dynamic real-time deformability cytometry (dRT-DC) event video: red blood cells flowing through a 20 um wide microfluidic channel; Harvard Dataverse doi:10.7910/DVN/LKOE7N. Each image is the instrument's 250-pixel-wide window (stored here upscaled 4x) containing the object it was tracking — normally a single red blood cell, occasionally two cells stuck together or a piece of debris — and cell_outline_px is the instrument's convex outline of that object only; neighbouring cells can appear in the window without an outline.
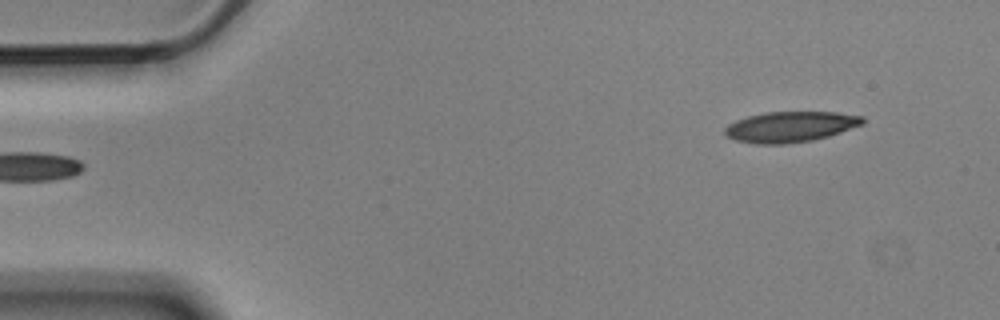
{"species": "Egyptian fruit bat (a non-hibernating species)", "species_latin": "Rousettus aegyptiacus", "temperature_condition": "cold", "stored_images_in_passage": 5, "segment_of_instrument_passage": [2, 2], "camera_frame_rate_fps": 3000, "um_per_image_px": 0.085, "animal": {"sex": "male"}, "frame": {"image": 1, "passage_image": 5, "time_ms": 1.333, "image_size_px": [1000, 320], "cell_outline_px": [[864, 124], [828, 136], [812, 140], [784, 144], [756, 144], [736, 140], [728, 136], [724, 132], [724, 128], [728, 124], [736, 120], [748, 116], [764, 112], [836, 112], [864, 116]], "centroid_in_image_um": [67.18, 10.77], "position_along_channel_um": 17.8, "area_um2": 24.57}}